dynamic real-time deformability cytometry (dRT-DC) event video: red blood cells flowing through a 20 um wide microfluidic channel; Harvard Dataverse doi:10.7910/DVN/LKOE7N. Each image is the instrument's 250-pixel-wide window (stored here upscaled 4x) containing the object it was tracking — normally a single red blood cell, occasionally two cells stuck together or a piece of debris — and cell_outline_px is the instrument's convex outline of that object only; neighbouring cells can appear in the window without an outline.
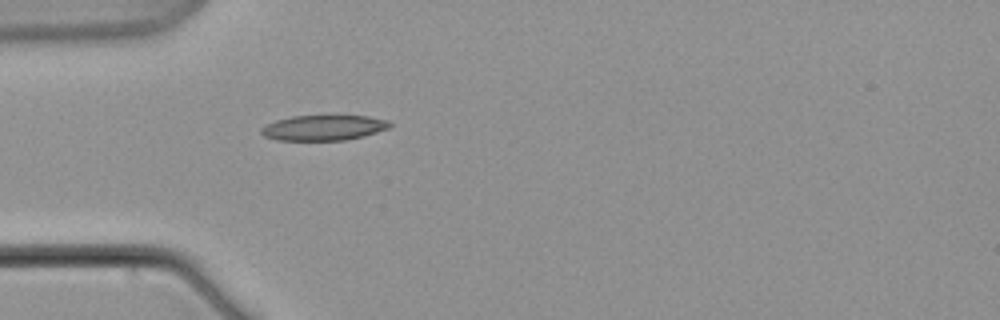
{"species": "common noctule bat (a hibernating species)", "species_latin": "Nyctalus noctula", "temperature_condition": "warm", "stored_images_in_passage": 1, "camera_frame_rate_fps": 3000, "um_per_image_px": 0.085, "animal": {"sex": "male", "body_mass_g": 21.5, "forearm_length_mm": 52.0}, "frame": {"image": 1, "passage_image": 1, "time_ms": 0.0, "image_size_px": [1000, 320], "cell_outline_px": [[392, 124], [388, 128], [364, 136], [344, 140], [276, 140], [264, 136], [260, 132], [260, 128], [276, 120], [292, 116], [368, 116], [388, 120]], "centroid_in_image_um": [27.49, 10.86], "position_along_channel_um": 57.5, "area_um2": 18.84}}